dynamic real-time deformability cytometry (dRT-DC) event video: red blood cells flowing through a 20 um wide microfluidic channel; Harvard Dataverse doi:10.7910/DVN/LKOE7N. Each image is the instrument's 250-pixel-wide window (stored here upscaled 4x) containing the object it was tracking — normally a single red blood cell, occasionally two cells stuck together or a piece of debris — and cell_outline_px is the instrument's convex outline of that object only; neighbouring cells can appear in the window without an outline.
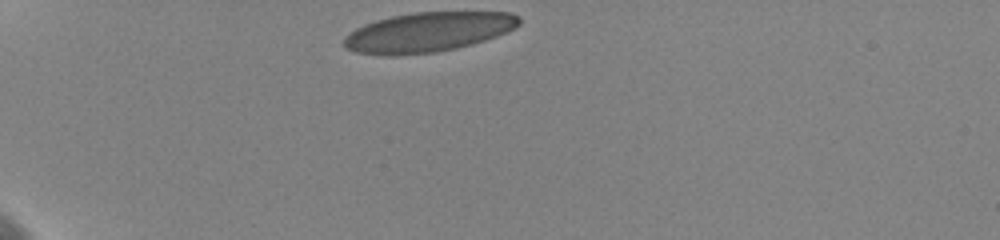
{"species": "human", "species_latin": "Homo sapiens", "temperature_condition": "cold", "stored_images_in_passage": 33, "camera_frame_rate_fps": 3000, "um_per_image_px": 0.085, "donor": {"sex": "female"}, "frame": {"image": 1, "passage_image": 1, "time_ms": 0.0, "image_size_px": [1000, 240], "cell_outline_px": [[520, 24], [496, 36], [472, 44], [456, 48], [436, 52], [396, 56], [384, 56], [356, 52], [344, 48], [344, 36], [356, 28], [364, 24], [376, 20], [392, 16], [416, 12], [512, 12], [520, 16]], "centroid_in_image_um": [36.35, 2.74], "position_along_channel_um": 48.7, "area_um2": 40.58}}
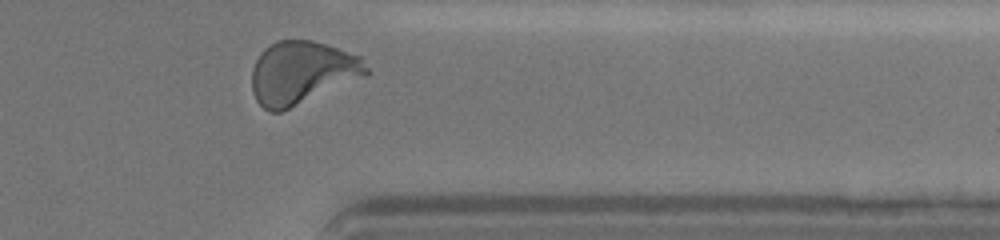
{"frame": {"image": 2, "passage_image": 33, "time_ms": 10.667, "image_size_px": [1000, 240], "cell_outline_px": [[372, 72], [368, 76], [280, 112], [268, 112], [256, 100], [252, 92], [252, 68], [260, 52], [264, 48], [276, 40], [312, 40], [360, 56]], "centroid_in_image_um": [25.67, 6.18], "position_along_channel_um": 385.7, "area_um2": 42.25}, "authors_computed_cell_mechanics": {"area_um2": 40.5756, "velocity_mm_per_s": 3.5749, "shape_relaxation_time_tau1_ms": 4.9847, "shape_relaxation_time_tau2_ms": null, "deformation_change_tau1": 0.1726, "deformation_change_tau2": null}}